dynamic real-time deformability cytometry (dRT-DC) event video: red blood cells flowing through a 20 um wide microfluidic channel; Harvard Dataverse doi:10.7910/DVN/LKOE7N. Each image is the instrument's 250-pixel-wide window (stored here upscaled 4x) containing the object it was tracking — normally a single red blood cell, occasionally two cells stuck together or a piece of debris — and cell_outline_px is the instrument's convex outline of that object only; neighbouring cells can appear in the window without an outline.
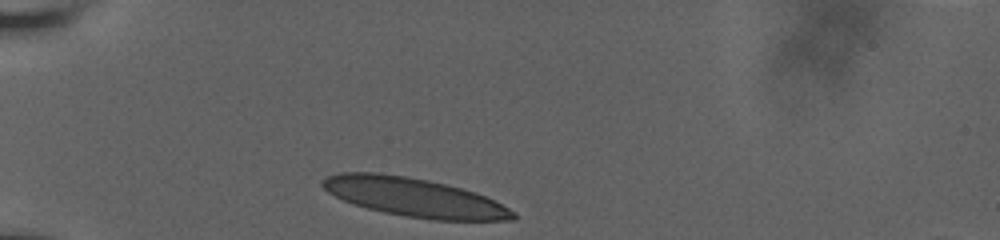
{"species": "human", "species_latin": "Homo sapiens", "temperature_condition": "room temperature", "stored_images_in_passage": 33, "camera_frame_rate_fps": 3000, "um_per_image_px": 0.085, "donor": {"sex": "male"}, "frame": {"image": 1, "passage_image": 1, "time_ms": 0.0, "image_size_px": [1000, 240], "cell_outline_px": [[516, 220], [432, 220], [404, 216], [384, 212], [352, 204], [328, 192], [320, 184], [320, 180], [328, 176], [340, 172], [376, 172], [404, 176], [428, 180], [476, 192], [516, 212]], "centroid_in_image_um": [35.18, 16.77], "position_along_channel_um": 49.8, "area_um2": 42.77}}
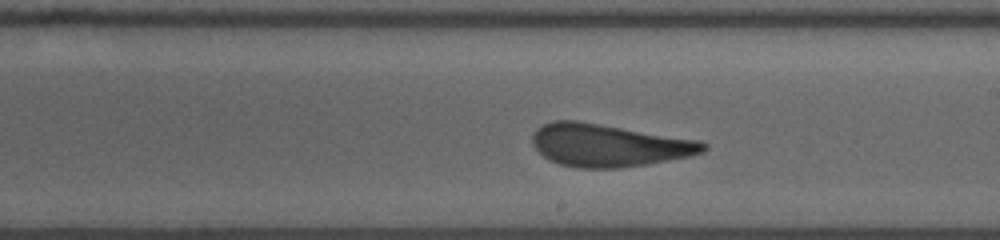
{"frame": {"image": 2, "passage_image": 19, "time_ms": 6.0, "image_size_px": [1000, 240], "cell_outline_px": [[708, 148], [704, 152], [692, 156], [648, 164], [620, 168], [580, 168], [560, 164], [544, 156], [532, 144], [532, 136], [536, 128], [552, 120], [576, 120], [700, 140], [708, 144]], "centroid_in_image_um": [51.78, 12.35], "position_along_channel_um": 237.2, "area_um2": 42.54}}
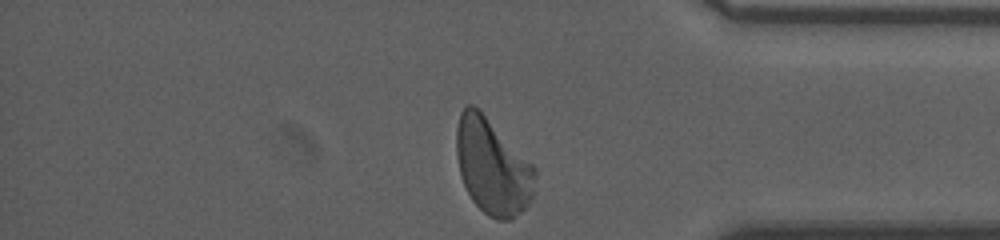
{"frame": {"image": 3, "passage_image": 33, "time_ms": 10.667, "image_size_px": [1000, 240], "cell_outline_px": [[536, 176], [532, 196], [528, 204], [512, 220], [496, 220], [488, 216], [472, 200], [464, 184], [460, 172], [456, 156], [456, 128], [460, 112], [468, 104], [472, 104], [480, 108], [536, 168]], "centroid_in_image_um": [41.85, 14.13], "position_along_channel_um": 393.3, "area_um2": 44.04}, "authors_computed_cell_mechanics": {"area_um2": 42.772, "velocity_mm_per_s": 3.6343, "shape_relaxation_time_tau1_ms": 6.9905, "shape_relaxation_time_tau2_ms": 0.8885, "deformation_change_tau1": 0.2068, "deformation_change_tau2": 0.0893}}